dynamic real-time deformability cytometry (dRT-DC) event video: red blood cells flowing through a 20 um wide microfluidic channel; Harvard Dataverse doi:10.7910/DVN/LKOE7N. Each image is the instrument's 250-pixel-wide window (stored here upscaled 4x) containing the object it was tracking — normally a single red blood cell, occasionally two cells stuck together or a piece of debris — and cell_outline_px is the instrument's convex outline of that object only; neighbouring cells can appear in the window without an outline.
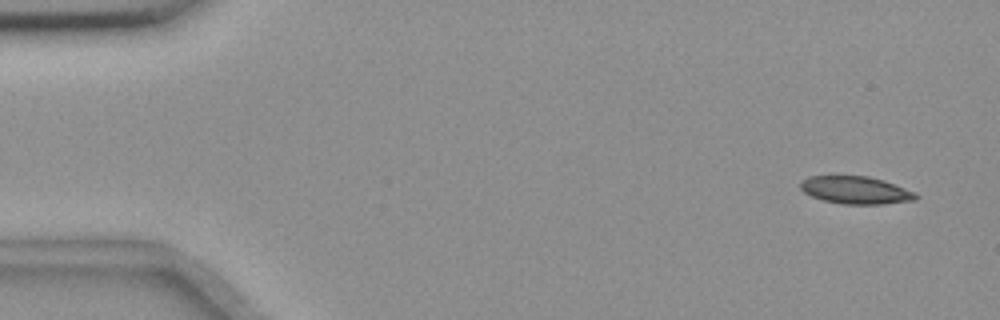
{"species": "common noctule bat (a hibernating species)", "species_latin": "Nyctalus noctula", "temperature_condition": "room temperature", "stored_images_in_passage": 55, "camera_frame_rate_fps": 3000, "um_per_image_px": 0.085, "animal": {"sex": "female", "body_mass_g": 18.4}, "frame": {"image": 1, "passage_image": 3, "time_ms": 0.667, "image_size_px": [1000, 320], "cell_outline_px": [[920, 196], [916, 200], [884, 204], [844, 204], [824, 200], [812, 196], [804, 192], [800, 188], [800, 184], [808, 176], [832, 172], [868, 176], [884, 180], [916, 192]], "centroid_in_image_um": [72.71, 16.1], "position_along_channel_um": 12.3, "area_um2": 19.42}}
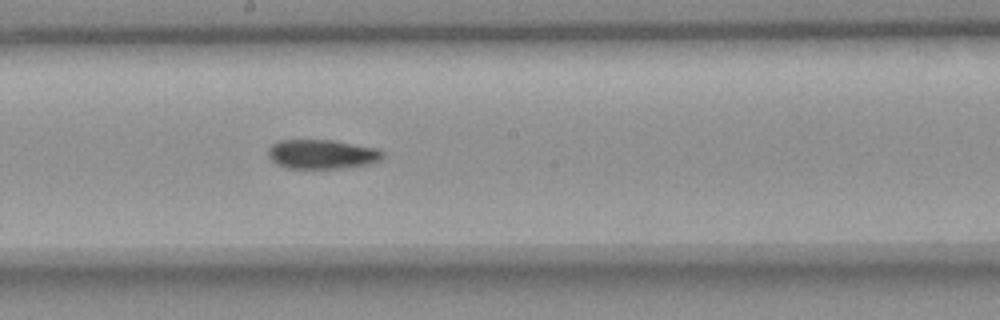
{"frame": {"image": 2, "passage_image": 30, "time_ms": 9.667, "image_size_px": [1000, 320], "cell_outline_px": [[384, 156], [380, 160], [372, 164], [344, 168], [288, 168], [276, 164], [268, 156], [268, 148], [272, 144], [280, 140], [332, 140], [376, 148], [384, 152]], "centroid_in_image_um": [27.38, 13.11], "position_along_channel_um": 220.8, "area_um2": 19.65}}
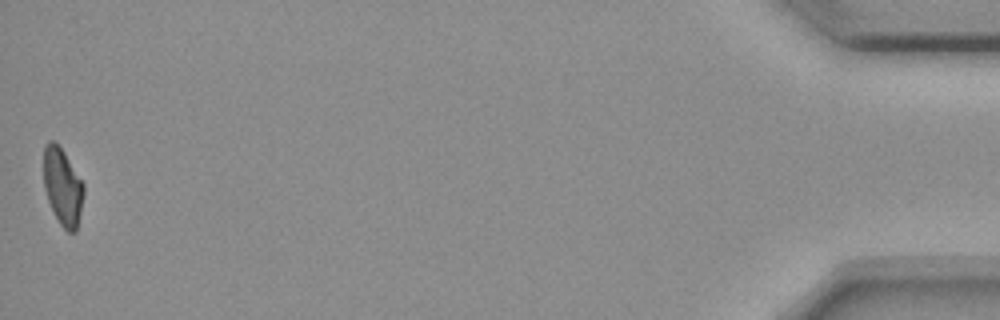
{"frame": {"image": 3, "passage_image": 55, "time_ms": 18.0, "image_size_px": [1000, 320], "cell_outline_px": [[84, 192], [76, 232], [68, 232], [60, 224], [48, 200], [44, 188], [44, 144], [48, 140], [52, 140], [64, 152], [84, 184]], "centroid_in_image_um": [5.32, 15.86], "position_along_channel_um": 429.9, "area_um2": 17.74}}